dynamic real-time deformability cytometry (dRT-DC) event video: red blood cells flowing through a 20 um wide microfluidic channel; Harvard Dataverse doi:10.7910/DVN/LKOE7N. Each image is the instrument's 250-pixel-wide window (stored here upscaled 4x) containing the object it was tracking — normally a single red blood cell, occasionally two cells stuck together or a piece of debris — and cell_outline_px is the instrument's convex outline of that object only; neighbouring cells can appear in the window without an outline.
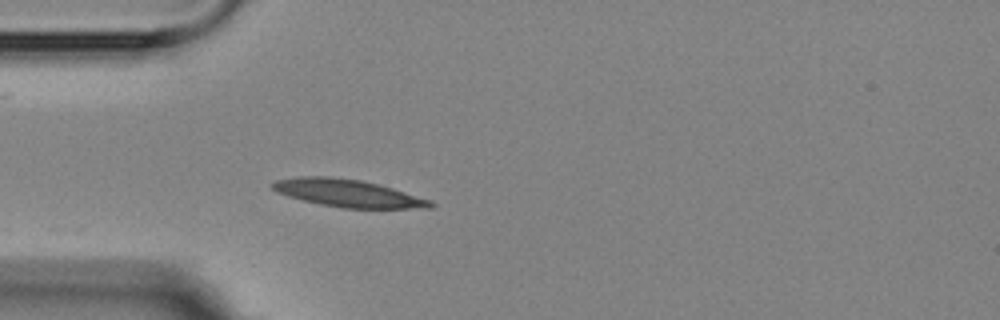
{"species": "Egyptian fruit bat (a non-hibernating species)", "species_latin": "Rousettus aegyptiacus", "temperature_condition": "room temperature", "stored_images_in_passage": 4, "camera_frame_rate_fps": 3000, "um_per_image_px": 0.085, "animal": {"sex": "female"}, "frame": {"image": 1, "passage_image": 4, "time_ms": 3.667, "image_size_px": [1000, 320], "cell_outline_px": [[436, 204], [432, 208], [344, 208], [320, 204], [288, 196], [272, 188], [268, 184], [276, 180], [296, 176], [328, 176], [360, 180], [392, 188], [432, 200]], "centroid_in_image_um": [29.58, 16.42], "position_along_channel_um": 55.4, "area_um2": 25.2}}